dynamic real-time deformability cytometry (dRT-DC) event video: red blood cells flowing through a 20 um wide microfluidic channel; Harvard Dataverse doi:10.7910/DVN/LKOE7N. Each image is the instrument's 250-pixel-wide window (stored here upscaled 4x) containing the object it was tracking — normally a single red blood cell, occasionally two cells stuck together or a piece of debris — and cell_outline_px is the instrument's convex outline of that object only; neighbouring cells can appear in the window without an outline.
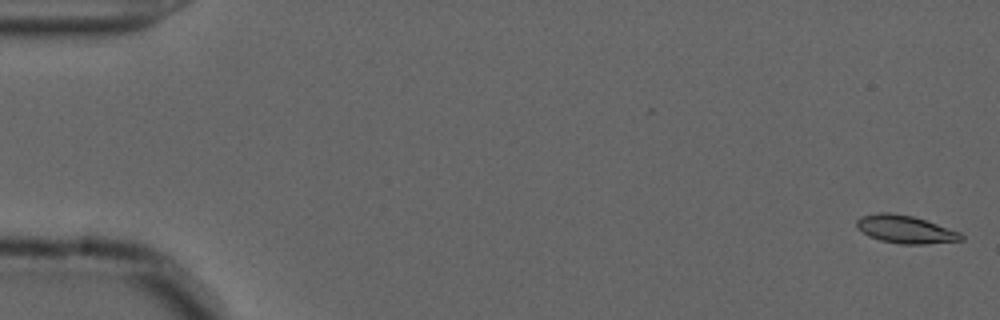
{"species": "common noctule bat (a hibernating species)", "species_latin": "Nyctalus noctula", "temperature_condition": "cold", "stored_images_in_passage": 56, "camera_frame_rate_fps": 3000, "um_per_image_px": 0.085, "animal": {"sex": "male", "forearm_length_mm": 52.5}, "frame": {"image": 1, "passage_image": 1, "time_ms": 0.0, "image_size_px": [1000, 320], "cell_outline_px": [[964, 240], [924, 244], [900, 244], [880, 240], [868, 236], [856, 228], [856, 220], [860, 216], [876, 212], [888, 212], [912, 216], [960, 232], [964, 236]], "centroid_in_image_um": [76.9, 19.49], "position_along_channel_um": 8.1, "area_um2": 16.99}}
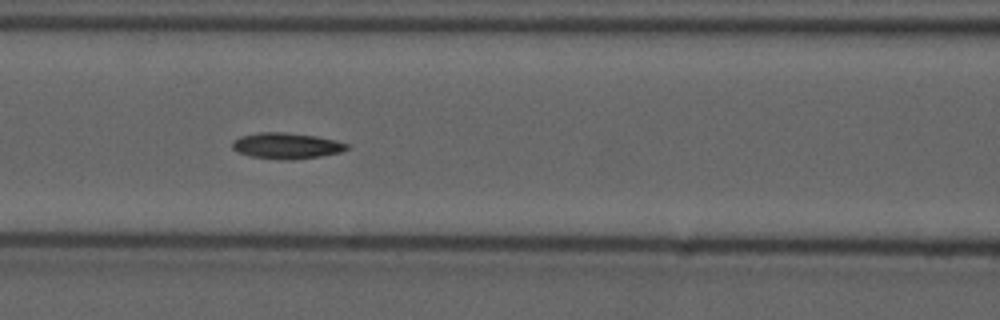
{"frame": {"image": 2, "passage_image": 24, "time_ms": 7.667, "image_size_px": [1000, 320], "cell_outline_px": [[348, 148], [340, 152], [320, 156], [292, 160], [284, 160], [252, 156], [236, 152], [232, 148], [232, 140], [240, 136], [260, 132], [284, 132], [316, 136], [336, 140], [348, 144]], "centroid_in_image_um": [24.32, 12.38], "position_along_channel_um": 142.3, "area_um2": 17.34}}
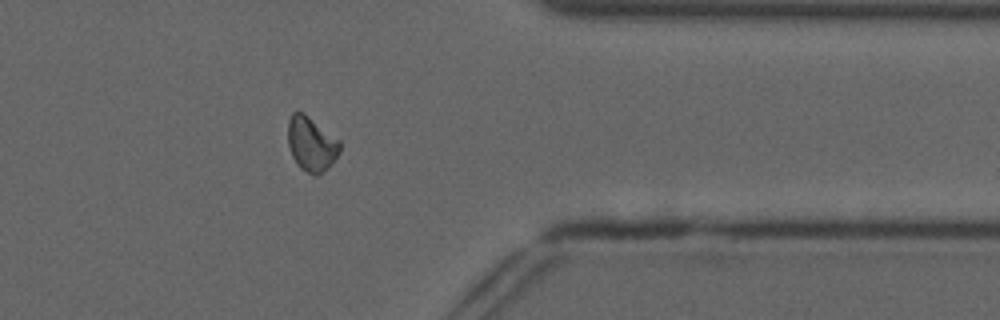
{"frame": {"image": 3, "passage_image": 45, "time_ms": 14.667, "image_size_px": [1000, 320], "cell_outline_px": [[340, 152], [332, 164], [316, 176], [312, 176], [300, 168], [296, 164], [292, 156], [288, 144], [288, 120], [292, 112], [304, 112], [340, 140]], "centroid_in_image_um": [26.46, 12.24], "position_along_channel_um": 384.9, "area_um2": 16.7}, "authors_computed_cell_mechanics": {"area_um2": 16.5597, "velocity_mm_per_s": 3.6641, "shape_relaxation_time_tau1_ms": 8.0523, "shape_relaxation_time_tau2_ms": null, "deformation_change_tau1": 0.1524, "deformation_change_tau2": null}}